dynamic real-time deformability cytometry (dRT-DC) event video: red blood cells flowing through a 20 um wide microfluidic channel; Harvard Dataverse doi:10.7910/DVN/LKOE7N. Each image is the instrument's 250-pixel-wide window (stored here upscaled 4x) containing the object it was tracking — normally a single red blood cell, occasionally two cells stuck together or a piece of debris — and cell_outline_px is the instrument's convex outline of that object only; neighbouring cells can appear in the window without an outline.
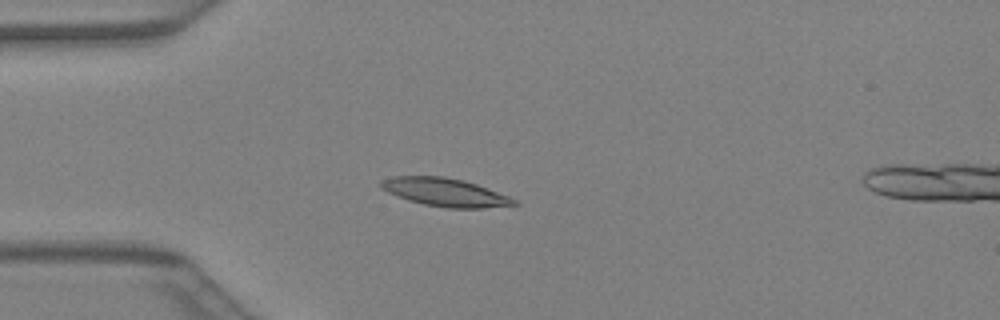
{"species": "Egyptian fruit bat (a non-hibernating species)", "species_latin": "Rousettus aegyptiacus", "temperature_condition": "warm", "stored_images_in_passage": 42, "segment_of_instrument_passage": [1, 2], "camera_frame_rate_fps": 3000, "um_per_image_px": 0.085, "animal": {"sex": "female"}, "frame": {"image": 1, "passage_image": 11, "time_ms": 3.333, "image_size_px": [1000, 320], "cell_outline_px": [[520, 204], [484, 208], [448, 208], [424, 204], [408, 200], [388, 192], [380, 188], [380, 180], [392, 176], [444, 176], [464, 180], [476, 184], [508, 196], [516, 200]], "centroid_in_image_um": [37.81, 16.34], "position_along_channel_um": 47.2, "area_um2": 21.79}}
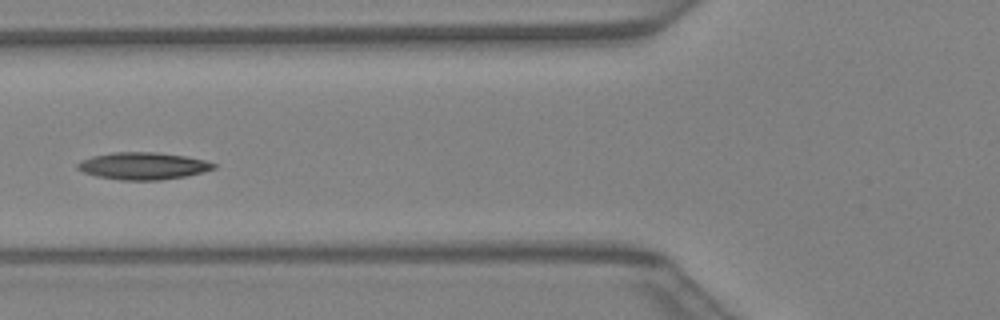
{"frame": {"image": 2, "passage_image": 16, "time_ms": 5.0, "image_size_px": [1000, 320], "cell_outline_px": [[216, 168], [204, 172], [184, 176], [160, 180], [120, 180], [96, 176], [84, 172], [76, 168], [76, 164], [92, 156], [112, 152], [156, 152], [184, 156], [204, 160], [216, 164]], "centroid_in_image_um": [12.16, 14.1], "position_along_channel_um": 113.6, "area_um2": 21.44}}
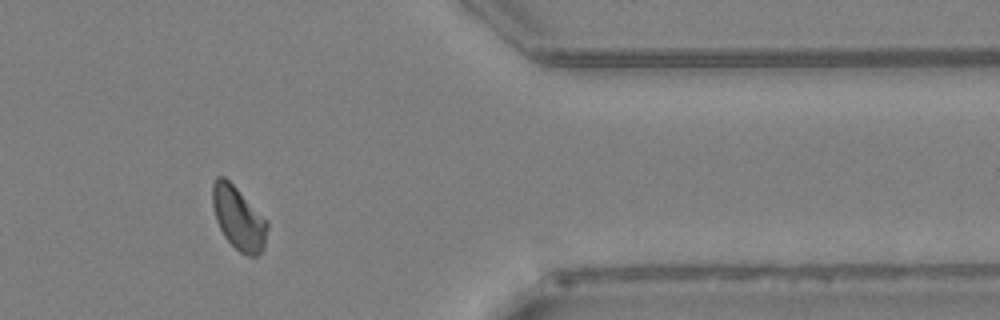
{"frame": {"image": 3, "passage_image": 34, "time_ms": 11.0, "image_size_px": [1000, 320], "cell_outline_px": [[268, 228], [264, 248], [256, 256], [248, 256], [240, 252], [224, 236], [216, 220], [212, 204], [212, 184], [216, 176], [224, 176], [268, 220]], "centroid_in_image_um": [20.28, 18.54], "position_along_channel_um": 391.1, "area_um2": 20.11}}